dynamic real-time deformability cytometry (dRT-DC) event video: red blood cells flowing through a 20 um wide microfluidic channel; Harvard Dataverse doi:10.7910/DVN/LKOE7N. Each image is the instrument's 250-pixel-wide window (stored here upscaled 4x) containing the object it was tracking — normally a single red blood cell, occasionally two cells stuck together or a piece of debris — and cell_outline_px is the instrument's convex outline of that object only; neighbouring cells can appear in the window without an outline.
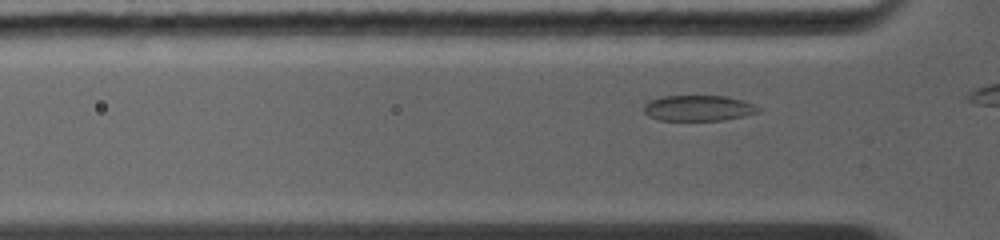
{"species": "common noctule bat (a hibernating species)", "species_latin": "Nyctalus noctula", "temperature_condition": "warm", "stored_images_in_passage": 6, "camera_frame_rate_fps": 5000, "um_per_image_px": 0.085, "animal": {"sex": "female", "body_mass_g": 19.0, "forearm_length_mm": 56.7}, "frame": {"image": 1, "passage_image": 4, "time_ms": 1.0, "image_size_px": [1000, 240], "cell_outline_px": [[760, 112], [744, 116], [724, 120], [656, 120], [648, 116], [644, 112], [644, 104], [660, 96], [724, 96], [740, 100], [752, 104], [760, 108]], "centroid_in_image_um": [59.33, 9.2], "position_along_channel_um": 66.5, "area_um2": 17.05}}